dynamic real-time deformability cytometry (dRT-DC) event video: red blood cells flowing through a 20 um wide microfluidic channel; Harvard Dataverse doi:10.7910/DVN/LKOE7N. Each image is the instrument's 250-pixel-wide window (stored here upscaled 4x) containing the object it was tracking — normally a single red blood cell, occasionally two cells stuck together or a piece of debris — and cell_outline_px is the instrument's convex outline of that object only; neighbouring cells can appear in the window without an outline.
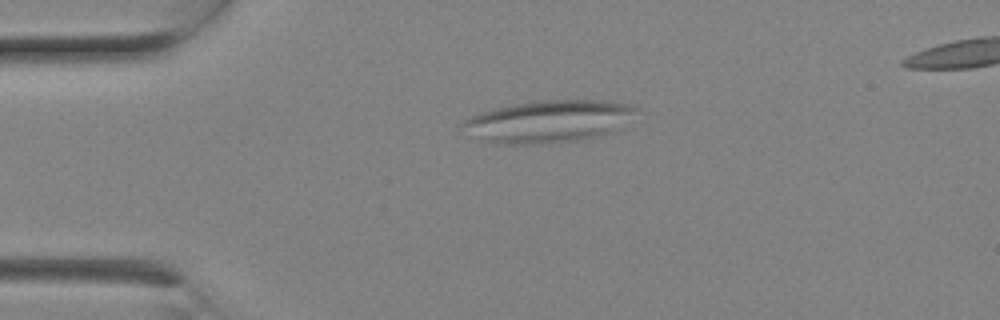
{"species": "Egyptian fruit bat (a non-hibernating species)", "species_latin": "Rousettus aegyptiacus", "temperature_condition": "room temperature", "stored_images_in_passage": 5, "camera_frame_rate_fps": 3000, "um_per_image_px": 0.085, "animal": {"sex": "female"}, "frame": {"image": 1, "passage_image": 1, "time_ms": 0.0, "image_size_px": [1000, 320], "cell_outline_px": [[636, 108], [624, 128], [600, 136], [584, 140], [548, 144], [492, 144], [476, 136], [460, 124], [468, 116], [492, 108], [512, 104], [540, 100], [600, 100], [628, 104]], "centroid_in_image_um": [46.64, 10.33], "position_along_channel_um": 38.4, "area_um2": 43.06}}